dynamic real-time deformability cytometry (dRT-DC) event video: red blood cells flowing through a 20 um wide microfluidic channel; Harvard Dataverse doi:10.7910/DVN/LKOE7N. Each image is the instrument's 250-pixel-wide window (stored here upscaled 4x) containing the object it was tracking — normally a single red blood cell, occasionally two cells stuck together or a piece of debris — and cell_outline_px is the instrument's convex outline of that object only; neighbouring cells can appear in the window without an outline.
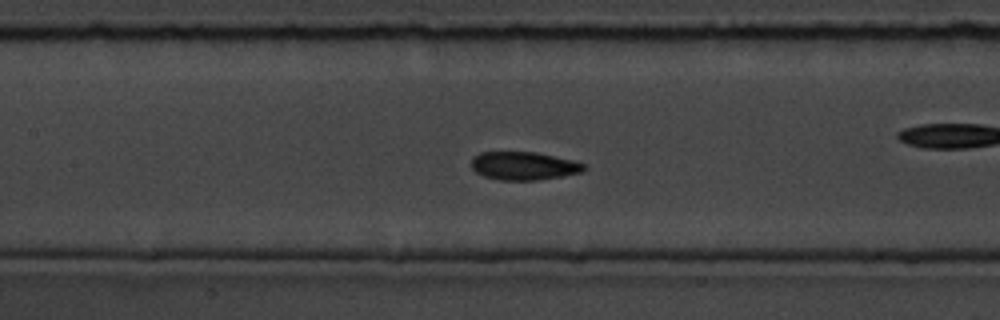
{"species": "common noctule bat (a hibernating species)", "species_latin": "Nyctalus noctula", "temperature_condition": "room temperature", "stored_images_in_passage": 56, "camera_frame_rate_fps": 3000, "um_per_image_px": 0.085, "animal": {"sex": "male", "body_mass_g": 19.5, "forearm_length_mm": 54.6}, "frame": {"image": 1, "passage_image": 25, "time_ms": 8.0, "image_size_px": [1000, 320], "cell_outline_px": [[588, 168], [584, 172], [536, 180], [500, 180], [484, 176], [476, 172], [472, 168], [472, 156], [480, 152], [536, 152], [572, 160], [584, 164]], "centroid_in_image_um": [44.52, 14.09], "position_along_channel_um": 162.9, "area_um2": 18.5}, "authors_computed_cell_mechanics": {"area_um2": 18.6694, "velocity_mm_per_s": 3.6886, "shape_relaxation_time_tau1_ms": 4.2855, "shape_relaxation_time_tau2_ms": 0.6848, "deformation_change_tau1": 0.1015, "deformation_change_tau2": 0.045}}